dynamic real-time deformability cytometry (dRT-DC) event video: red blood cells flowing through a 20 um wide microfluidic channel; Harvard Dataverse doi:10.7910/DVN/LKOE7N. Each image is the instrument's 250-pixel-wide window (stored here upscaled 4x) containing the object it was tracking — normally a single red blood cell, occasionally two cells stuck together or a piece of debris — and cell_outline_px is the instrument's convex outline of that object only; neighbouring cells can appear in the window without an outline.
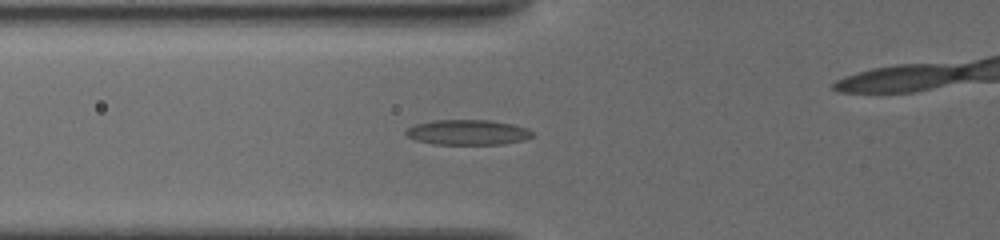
{"species": "common noctule bat (a hibernating species)", "species_latin": "Nyctalus noctula", "temperature_condition": "cold", "stored_images_in_passage": 18, "camera_frame_rate_fps": 3000, "um_per_image_px": 0.085, "animal": {"sex": "female", "body_mass_g": 19.5, "forearm_length_mm": 54.1}, "frame": {"image": 1, "passage_image": 16, "time_ms": 7.0, "image_size_px": [1000, 240], "cell_outline_px": [[532, 136], [524, 140], [500, 144], [432, 144], [416, 140], [408, 136], [404, 132], [408, 128], [416, 124], [432, 120], [488, 120], [512, 124], [528, 128], [532, 132]], "centroid_in_image_um": [39.74, 11.24], "position_along_channel_um": 86.1, "area_um2": 18.44}}